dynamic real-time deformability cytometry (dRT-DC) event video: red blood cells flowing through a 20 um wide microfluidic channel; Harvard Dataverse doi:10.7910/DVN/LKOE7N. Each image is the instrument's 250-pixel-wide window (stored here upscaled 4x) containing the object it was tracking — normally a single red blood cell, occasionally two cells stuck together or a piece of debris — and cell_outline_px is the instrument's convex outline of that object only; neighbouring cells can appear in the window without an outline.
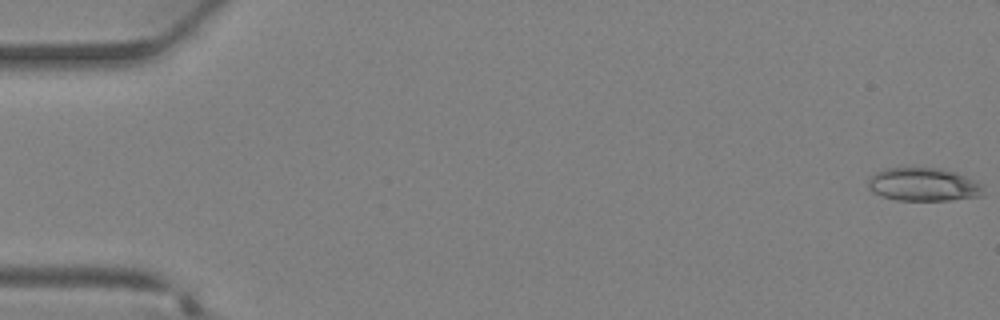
{"species": "Egyptian fruit bat (a non-hibernating species)", "species_latin": "Rousettus aegyptiacus", "temperature_condition": "warm", "stored_images_in_passage": 34, "camera_frame_rate_fps": 3000, "um_per_image_px": 0.085, "animal": {"sex": "female"}, "frame": {"image": 1, "passage_image": 1, "time_ms": 0.0, "image_size_px": [1000, 320], "cell_outline_px": [[980, 196], [948, 200], [896, 200], [880, 196], [872, 192], [868, 188], [868, 176], [884, 168], [940, 168], [964, 176], [980, 184]], "centroid_in_image_um": [78.36, 15.68], "position_along_channel_um": 6.6, "area_um2": 22.02}}
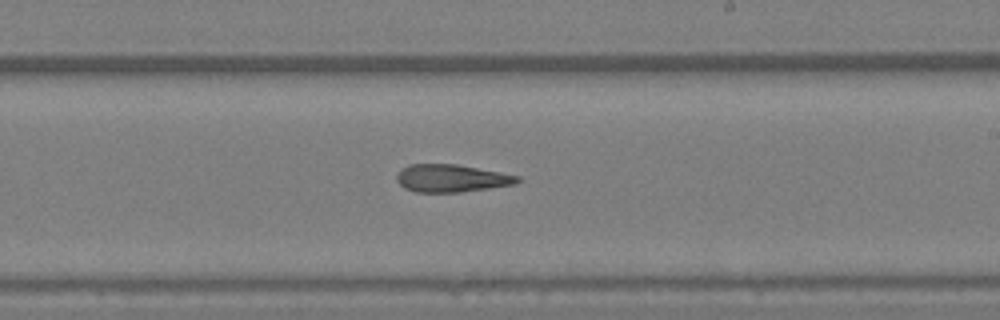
{"frame": {"image": 2, "passage_image": 23, "time_ms": 7.333, "image_size_px": [1000, 320], "cell_outline_px": [[520, 180], [516, 184], [460, 192], [416, 192], [404, 188], [396, 180], [396, 176], [400, 168], [408, 164], [456, 164], [500, 172], [520, 176]], "centroid_in_image_um": [38.34, 15.14], "position_along_channel_um": 250.7, "area_um2": 19.48}}
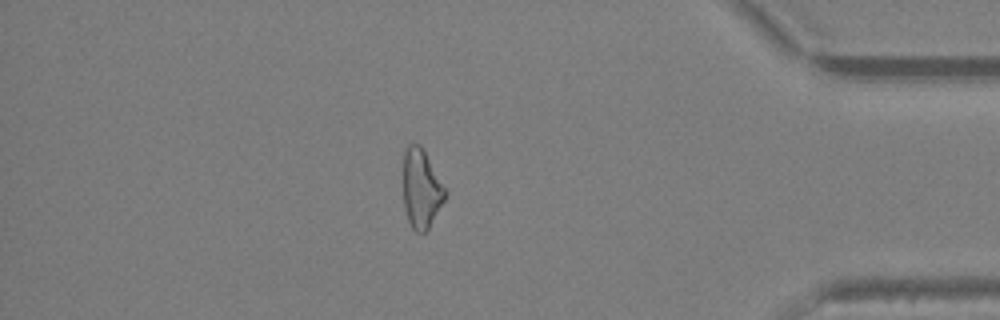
{"frame": {"image": 3, "passage_image": 33, "time_ms": 10.667, "image_size_px": [1000, 320], "cell_outline_px": [[444, 200], [428, 228], [424, 232], [416, 232], [412, 228], [408, 220], [404, 208], [404, 152], [408, 144], [420, 144], [444, 188]], "centroid_in_image_um": [35.77, 16.05], "position_along_channel_um": 399.4, "area_um2": 18.55}}